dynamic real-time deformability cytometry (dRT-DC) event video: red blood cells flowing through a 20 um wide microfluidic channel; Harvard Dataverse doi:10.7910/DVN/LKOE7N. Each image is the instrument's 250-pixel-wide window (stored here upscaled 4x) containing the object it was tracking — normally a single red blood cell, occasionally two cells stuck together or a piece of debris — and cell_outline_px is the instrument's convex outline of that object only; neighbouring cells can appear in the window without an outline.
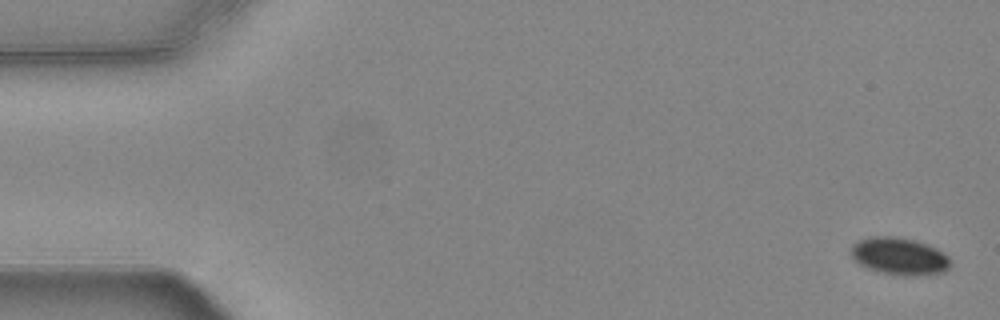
{"species": "common noctule bat (a hibernating species)", "species_latin": "Nyctalus noctula", "temperature_condition": "warm", "stored_images_in_passage": 15, "camera_frame_rate_fps": 3000, "um_per_image_px": 0.085, "animal": {"sex": "female", "body_mass_g": 24.6, "forearm_length_mm": 56.2}, "frame": {"image": 1, "passage_image": 1, "time_ms": 0.0, "image_size_px": [1000, 320], "cell_outline_px": [[952, 264], [944, 272], [916, 276], [904, 276], [880, 272], [868, 268], [860, 264], [852, 256], [852, 244], [856, 240], [872, 236], [892, 236], [912, 240], [936, 248], [944, 252], [948, 256]], "centroid_in_image_um": [76.46, 21.79], "position_along_channel_um": 8.5, "area_um2": 21.56}}